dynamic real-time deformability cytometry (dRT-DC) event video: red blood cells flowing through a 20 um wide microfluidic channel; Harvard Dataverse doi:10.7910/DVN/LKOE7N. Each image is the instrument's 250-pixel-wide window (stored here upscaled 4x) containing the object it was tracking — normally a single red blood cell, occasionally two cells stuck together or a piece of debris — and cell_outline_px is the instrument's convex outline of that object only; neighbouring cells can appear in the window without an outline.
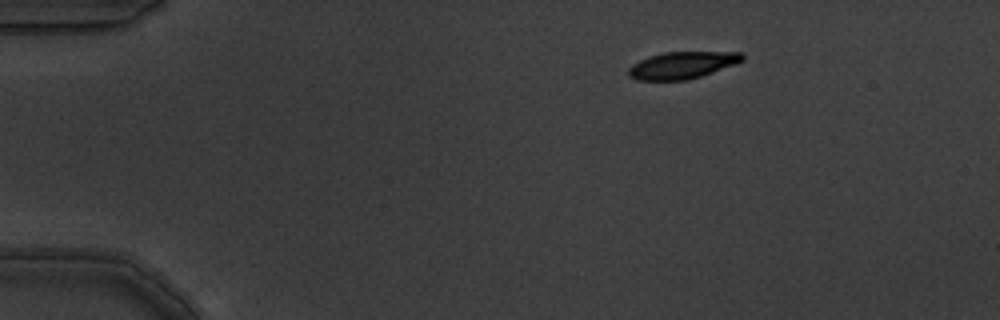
{"species": "common noctule bat (a hibernating species)", "species_latin": "Nyctalus noctula", "temperature_condition": "warm", "stored_images_in_passage": 10, "camera_frame_rate_fps": 3000, "um_per_image_px": 0.085, "animal": {"sex": "male", "body_mass_g": 19.5, "forearm_length_mm": 54.6}, "frame": {"image": 1, "passage_image": 1, "time_ms": 0.0, "image_size_px": [1000, 320], "cell_outline_px": [[744, 60], [736, 64], [688, 80], [636, 80], [628, 76], [628, 68], [632, 64], [648, 56], [664, 52], [744, 52]], "centroid_in_image_um": [57.98, 5.53], "position_along_channel_um": 27.0, "area_um2": 17.98}}
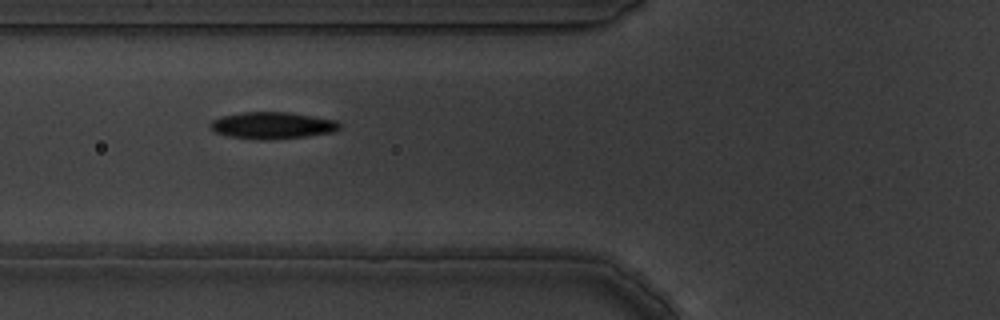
{"frame": {"image": 2, "passage_image": 5, "time_ms": 1.333, "image_size_px": [1000, 320], "cell_outline_px": [[344, 124], [340, 128], [332, 132], [308, 136], [264, 140], [256, 140], [228, 136], [216, 132], [212, 128], [212, 120], [220, 116], [244, 112], [288, 112], [336, 120]], "centroid_in_image_um": [23.19, 10.66], "position_along_channel_um": 102.6, "area_um2": 20.17}}
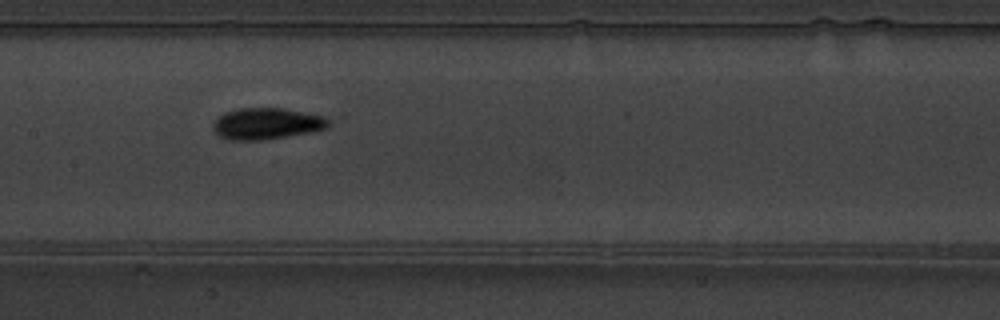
{"frame": {"image": 3, "passage_image": 7, "time_ms": 2.0, "image_size_px": [1000, 320], "cell_outline_px": [[328, 128], [312, 132], [264, 140], [228, 140], [220, 136], [212, 128], [212, 124], [224, 112], [240, 108], [284, 108], [324, 116], [328, 120]], "centroid_in_image_um": [22.66, 10.51], "position_along_channel_um": 184.7, "area_um2": 21.15}}